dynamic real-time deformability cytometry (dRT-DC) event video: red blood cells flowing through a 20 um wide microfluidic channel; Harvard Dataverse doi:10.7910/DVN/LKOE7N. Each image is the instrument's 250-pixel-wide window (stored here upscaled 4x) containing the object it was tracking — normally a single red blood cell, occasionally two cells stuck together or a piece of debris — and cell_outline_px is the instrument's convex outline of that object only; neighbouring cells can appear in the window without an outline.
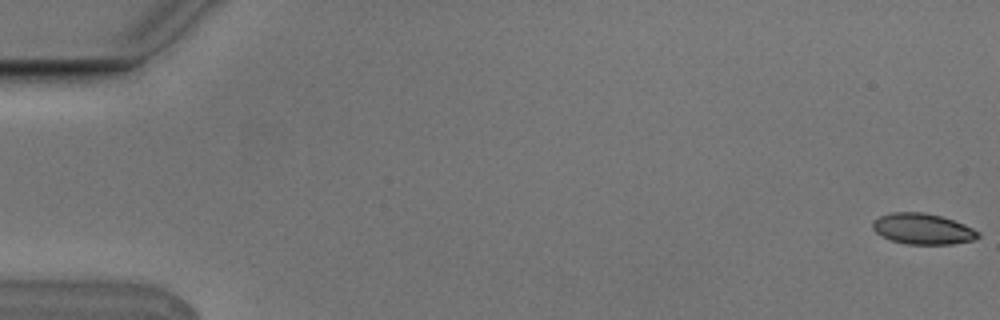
{"species": "Egyptian fruit bat (a non-hibernating species)", "species_latin": "Rousettus aegyptiacus", "temperature_condition": "cold", "stored_images_in_passage": 6, "camera_frame_rate_fps": 3000, "um_per_image_px": 0.085, "animal": {"sex": "male"}, "frame": {"image": 1, "passage_image": 1, "time_ms": 0.0, "image_size_px": [1000, 320], "cell_outline_px": [[980, 236], [972, 240], [952, 244], [908, 244], [892, 240], [876, 232], [872, 228], [872, 220], [880, 216], [892, 212], [924, 212], [940, 216], [964, 224], [980, 232]], "centroid_in_image_um": [78.42, 19.45], "position_along_channel_um": 6.6, "area_um2": 18.79}}
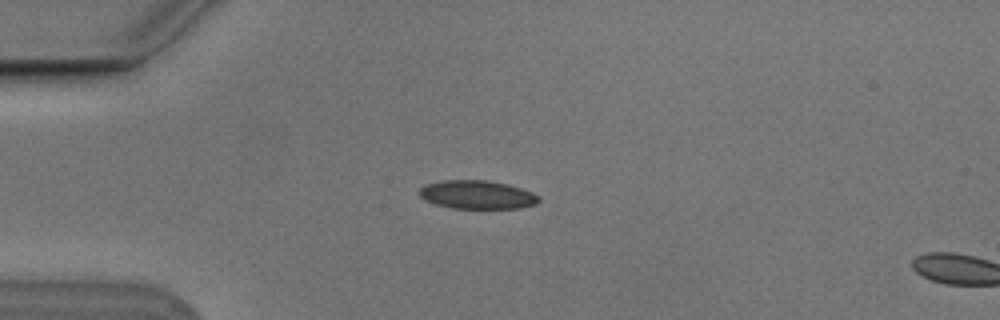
{"frame": {"image": 2, "passage_image": 5, "time_ms": 1.333, "image_size_px": [1000, 320], "cell_outline_px": [[540, 200], [536, 204], [520, 208], [452, 208], [436, 204], [424, 200], [420, 196], [420, 188], [424, 184], [440, 180], [488, 180], [508, 184], [532, 192], [540, 196]], "centroid_in_image_um": [40.55, 16.54], "position_along_channel_um": 44.4, "area_um2": 19.94}}